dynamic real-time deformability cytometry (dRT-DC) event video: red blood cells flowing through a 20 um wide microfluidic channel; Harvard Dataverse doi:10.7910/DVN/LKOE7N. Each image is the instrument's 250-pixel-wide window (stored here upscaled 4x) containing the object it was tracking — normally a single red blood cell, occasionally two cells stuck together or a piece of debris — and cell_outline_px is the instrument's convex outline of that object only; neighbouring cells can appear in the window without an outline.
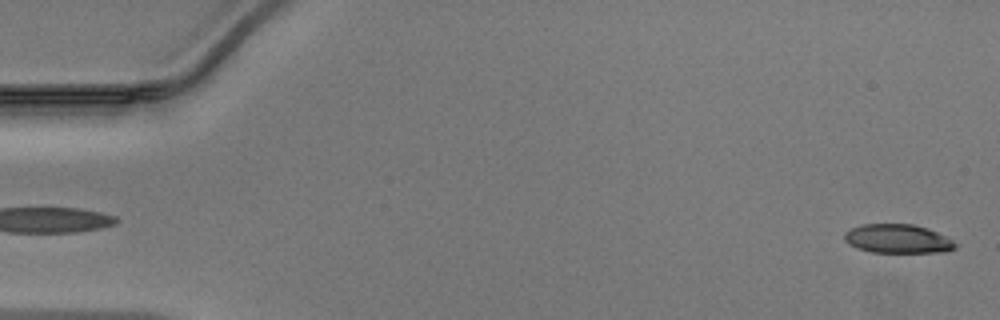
{"species": "Egyptian fruit bat (a non-hibernating species)", "species_latin": "Rousettus aegyptiacus", "temperature_condition": "warm", "stored_images_in_passage": 45, "camera_frame_rate_fps": 3000, "um_per_image_px": 0.085, "animal": {"sex": "male"}, "frame": {"image": 1, "passage_image": 1, "time_ms": 0.0, "image_size_px": [1000, 320], "cell_outline_px": [[956, 248], [944, 252], [872, 252], [856, 248], [848, 244], [844, 240], [844, 232], [852, 228], [864, 224], [912, 224], [928, 228], [952, 240], [956, 244]], "centroid_in_image_um": [76.28, 20.3], "position_along_channel_um": 8.7, "area_um2": 18.61}}
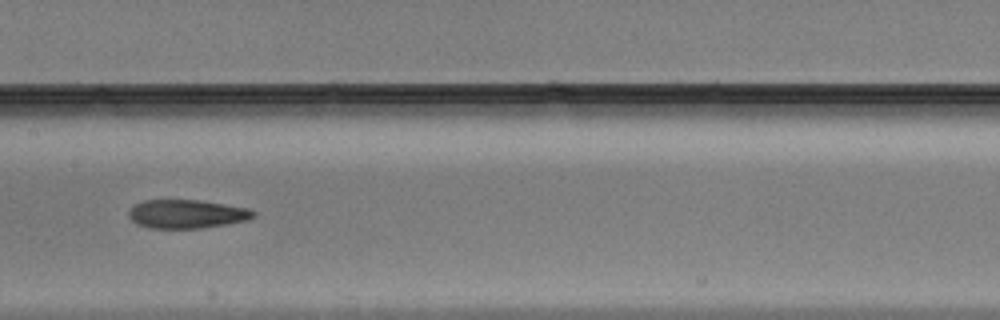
{"frame": {"image": 2, "passage_image": 24, "time_ms": 7.667, "image_size_px": [1000, 320], "cell_outline_px": [[256, 216], [248, 220], [200, 228], [148, 228], [136, 224], [128, 216], [128, 212], [136, 204], [144, 200], [200, 200], [248, 208], [256, 212]], "centroid_in_image_um": [15.87, 18.19], "position_along_channel_um": 191.5, "area_um2": 20.75}}
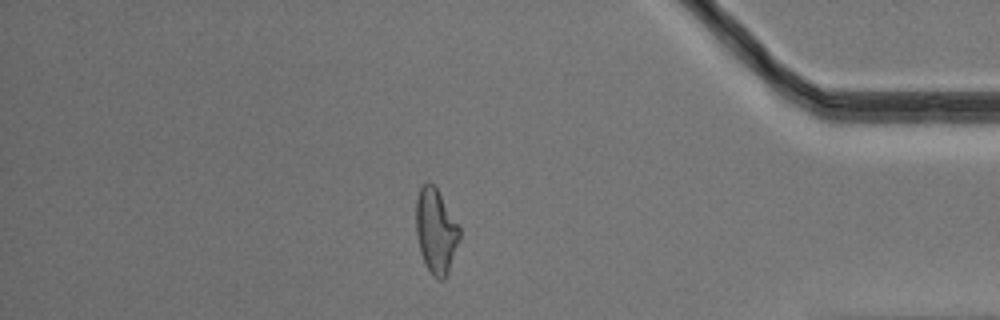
{"frame": {"image": 3, "passage_image": 41, "time_ms": 13.333, "image_size_px": [1000, 320], "cell_outline_px": [[460, 240], [448, 272], [444, 280], [436, 280], [432, 276], [420, 252], [416, 236], [416, 200], [420, 188], [428, 180], [436, 188], [460, 228]], "centroid_in_image_um": [37.04, 19.67], "position_along_channel_um": 398.2, "area_um2": 21.39}}